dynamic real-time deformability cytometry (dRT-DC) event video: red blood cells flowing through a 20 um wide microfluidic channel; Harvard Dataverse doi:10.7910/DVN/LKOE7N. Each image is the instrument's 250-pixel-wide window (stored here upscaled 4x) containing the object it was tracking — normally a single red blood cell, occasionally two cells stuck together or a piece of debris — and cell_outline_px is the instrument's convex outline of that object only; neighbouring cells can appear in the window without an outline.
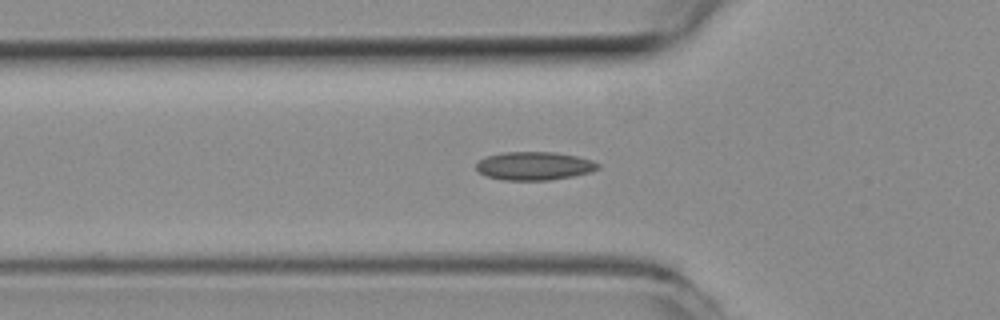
{"species": "common noctule bat (a hibernating species)", "species_latin": "Nyctalus noctula", "temperature_condition": "room temperature", "stored_images_in_passage": 37, "camera_frame_rate_fps": 3000, "um_per_image_px": 0.085, "animal": {"sex": "female", "body_mass_g": 19.3, "forearm_length_mm": 54.1}, "frame": {"image": 1, "passage_image": 2, "time_ms": 0.333, "image_size_px": [1000, 320], "cell_outline_px": [[600, 168], [592, 172], [572, 176], [548, 180], [504, 180], [488, 176], [480, 172], [476, 168], [476, 164], [484, 156], [504, 152], [556, 152], [576, 156], [592, 160], [600, 164]], "centroid_in_image_um": [45.44, 14.09], "position_along_channel_um": 80.4, "area_um2": 20.11}}
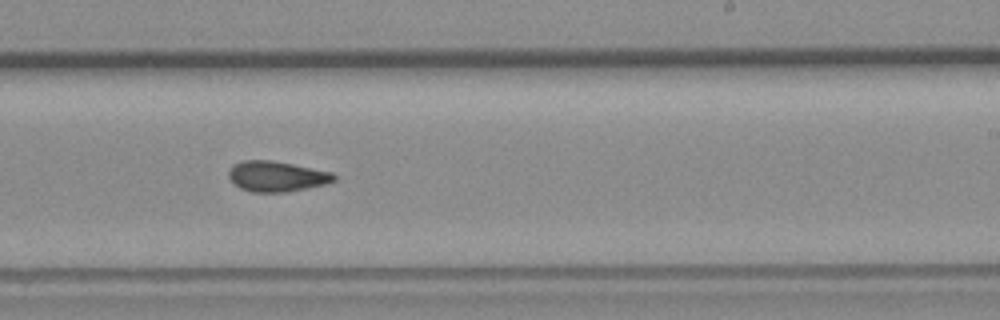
{"frame": {"image": 2, "passage_image": 16, "time_ms": 5.0, "image_size_px": [1000, 320], "cell_outline_px": [[336, 180], [324, 184], [288, 192], [252, 192], [240, 188], [232, 184], [228, 176], [228, 172], [232, 164], [244, 160], [272, 160], [332, 172], [336, 176]], "centroid_in_image_um": [23.47, 14.99], "position_along_channel_um": 265.5, "area_um2": 18.79}}
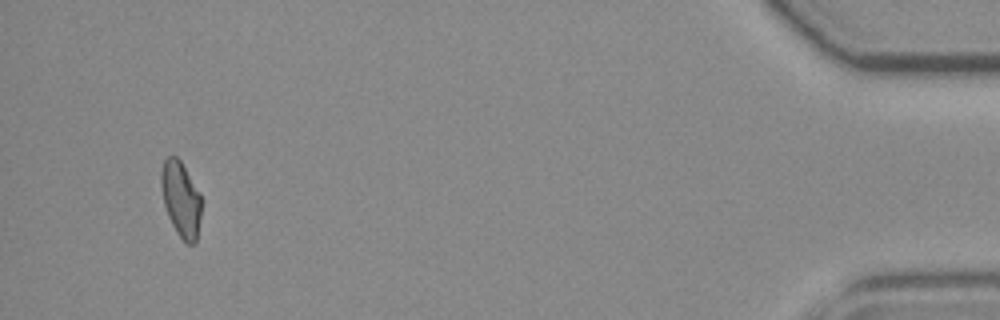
{"frame": {"image": 3, "passage_image": 34, "time_ms": 11.0, "image_size_px": [1000, 320], "cell_outline_px": [[200, 220], [196, 240], [192, 244], [188, 244], [176, 232], [168, 216], [164, 204], [160, 184], [160, 172], [164, 160], [168, 156], [176, 156], [180, 160], [200, 192]], "centroid_in_image_um": [15.35, 16.9], "position_along_channel_um": 419.8, "area_um2": 17.57}, "authors_computed_cell_mechanics": {"area_um2": 18.3226, "velocity_mm_per_s": 3.9529, "shape_relaxation_time_tau1_ms": null, "shape_relaxation_time_tau2_ms": 2.7671, "deformation_change_tau1": null, "deformation_change_tau2": 0.0826}}